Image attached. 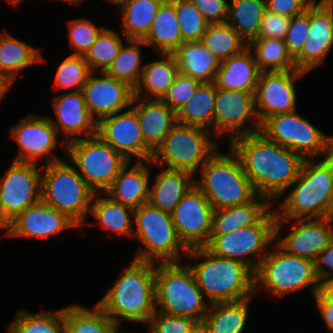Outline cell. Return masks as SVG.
Wrapping results in <instances>:
<instances>
[{
	"instance_id": "cell-13",
	"label": "cell",
	"mask_w": 333,
	"mask_h": 333,
	"mask_svg": "<svg viewBox=\"0 0 333 333\" xmlns=\"http://www.w3.org/2000/svg\"><path fill=\"white\" fill-rule=\"evenodd\" d=\"M276 213L266 212L255 224L228 234H211L204 247L216 256L242 261L256 271L267 255L261 251L275 240ZM255 253L259 254L258 261L245 258Z\"/></svg>"
},
{
	"instance_id": "cell-5",
	"label": "cell",
	"mask_w": 333,
	"mask_h": 333,
	"mask_svg": "<svg viewBox=\"0 0 333 333\" xmlns=\"http://www.w3.org/2000/svg\"><path fill=\"white\" fill-rule=\"evenodd\" d=\"M230 150L229 155L216 151L201 167L200 180L195 181L214 210L244 205L258 196L240 158Z\"/></svg>"
},
{
	"instance_id": "cell-14",
	"label": "cell",
	"mask_w": 333,
	"mask_h": 333,
	"mask_svg": "<svg viewBox=\"0 0 333 333\" xmlns=\"http://www.w3.org/2000/svg\"><path fill=\"white\" fill-rule=\"evenodd\" d=\"M37 164L13 162L0 181V211L8 223L41 201L42 177Z\"/></svg>"
},
{
	"instance_id": "cell-23",
	"label": "cell",
	"mask_w": 333,
	"mask_h": 333,
	"mask_svg": "<svg viewBox=\"0 0 333 333\" xmlns=\"http://www.w3.org/2000/svg\"><path fill=\"white\" fill-rule=\"evenodd\" d=\"M71 227L77 228L79 226L66 214L41 200L9 222L8 236L46 238Z\"/></svg>"
},
{
	"instance_id": "cell-45",
	"label": "cell",
	"mask_w": 333,
	"mask_h": 333,
	"mask_svg": "<svg viewBox=\"0 0 333 333\" xmlns=\"http://www.w3.org/2000/svg\"><path fill=\"white\" fill-rule=\"evenodd\" d=\"M175 11L183 42L201 41L209 23L191 0H175Z\"/></svg>"
},
{
	"instance_id": "cell-57",
	"label": "cell",
	"mask_w": 333,
	"mask_h": 333,
	"mask_svg": "<svg viewBox=\"0 0 333 333\" xmlns=\"http://www.w3.org/2000/svg\"><path fill=\"white\" fill-rule=\"evenodd\" d=\"M13 81L6 75L0 74V100L6 94V91L12 85Z\"/></svg>"
},
{
	"instance_id": "cell-47",
	"label": "cell",
	"mask_w": 333,
	"mask_h": 333,
	"mask_svg": "<svg viewBox=\"0 0 333 333\" xmlns=\"http://www.w3.org/2000/svg\"><path fill=\"white\" fill-rule=\"evenodd\" d=\"M69 39L72 48L76 52L72 55L85 56L92 44L96 41L97 36L105 27H96L91 21L86 19H75L68 22Z\"/></svg>"
},
{
	"instance_id": "cell-54",
	"label": "cell",
	"mask_w": 333,
	"mask_h": 333,
	"mask_svg": "<svg viewBox=\"0 0 333 333\" xmlns=\"http://www.w3.org/2000/svg\"><path fill=\"white\" fill-rule=\"evenodd\" d=\"M314 265L316 276L320 282L333 276V235L328 246L314 260Z\"/></svg>"
},
{
	"instance_id": "cell-30",
	"label": "cell",
	"mask_w": 333,
	"mask_h": 333,
	"mask_svg": "<svg viewBox=\"0 0 333 333\" xmlns=\"http://www.w3.org/2000/svg\"><path fill=\"white\" fill-rule=\"evenodd\" d=\"M270 201L258 195L253 201L213 211L211 234H228L255 224L270 208Z\"/></svg>"
},
{
	"instance_id": "cell-4",
	"label": "cell",
	"mask_w": 333,
	"mask_h": 333,
	"mask_svg": "<svg viewBox=\"0 0 333 333\" xmlns=\"http://www.w3.org/2000/svg\"><path fill=\"white\" fill-rule=\"evenodd\" d=\"M186 254L206 259L189 267L209 304L244 300L256 291L255 271L242 261L216 256L205 247L188 249Z\"/></svg>"
},
{
	"instance_id": "cell-35",
	"label": "cell",
	"mask_w": 333,
	"mask_h": 333,
	"mask_svg": "<svg viewBox=\"0 0 333 333\" xmlns=\"http://www.w3.org/2000/svg\"><path fill=\"white\" fill-rule=\"evenodd\" d=\"M215 95L214 82L201 83L193 96L176 113L177 123L204 129L214 126Z\"/></svg>"
},
{
	"instance_id": "cell-63",
	"label": "cell",
	"mask_w": 333,
	"mask_h": 333,
	"mask_svg": "<svg viewBox=\"0 0 333 333\" xmlns=\"http://www.w3.org/2000/svg\"><path fill=\"white\" fill-rule=\"evenodd\" d=\"M5 1H9V2H11L12 4H18L19 1H21V0H5Z\"/></svg>"
},
{
	"instance_id": "cell-34",
	"label": "cell",
	"mask_w": 333,
	"mask_h": 333,
	"mask_svg": "<svg viewBox=\"0 0 333 333\" xmlns=\"http://www.w3.org/2000/svg\"><path fill=\"white\" fill-rule=\"evenodd\" d=\"M165 0H129L120 6L123 35L127 40H144Z\"/></svg>"
},
{
	"instance_id": "cell-56",
	"label": "cell",
	"mask_w": 333,
	"mask_h": 333,
	"mask_svg": "<svg viewBox=\"0 0 333 333\" xmlns=\"http://www.w3.org/2000/svg\"><path fill=\"white\" fill-rule=\"evenodd\" d=\"M319 292L329 301L333 302V276L320 282Z\"/></svg>"
},
{
	"instance_id": "cell-52",
	"label": "cell",
	"mask_w": 333,
	"mask_h": 333,
	"mask_svg": "<svg viewBox=\"0 0 333 333\" xmlns=\"http://www.w3.org/2000/svg\"><path fill=\"white\" fill-rule=\"evenodd\" d=\"M209 24L226 23L229 4L225 0H191Z\"/></svg>"
},
{
	"instance_id": "cell-28",
	"label": "cell",
	"mask_w": 333,
	"mask_h": 333,
	"mask_svg": "<svg viewBox=\"0 0 333 333\" xmlns=\"http://www.w3.org/2000/svg\"><path fill=\"white\" fill-rule=\"evenodd\" d=\"M180 73L213 83L220 61L201 41L183 42L173 53Z\"/></svg>"
},
{
	"instance_id": "cell-60",
	"label": "cell",
	"mask_w": 333,
	"mask_h": 333,
	"mask_svg": "<svg viewBox=\"0 0 333 333\" xmlns=\"http://www.w3.org/2000/svg\"><path fill=\"white\" fill-rule=\"evenodd\" d=\"M108 1H110L112 4L119 5V7H120L122 4L126 3L129 0H108Z\"/></svg>"
},
{
	"instance_id": "cell-2",
	"label": "cell",
	"mask_w": 333,
	"mask_h": 333,
	"mask_svg": "<svg viewBox=\"0 0 333 333\" xmlns=\"http://www.w3.org/2000/svg\"><path fill=\"white\" fill-rule=\"evenodd\" d=\"M294 189L280 203L283 213H276L275 239L284 220L333 217V155L321 162L305 159Z\"/></svg>"
},
{
	"instance_id": "cell-61",
	"label": "cell",
	"mask_w": 333,
	"mask_h": 333,
	"mask_svg": "<svg viewBox=\"0 0 333 333\" xmlns=\"http://www.w3.org/2000/svg\"><path fill=\"white\" fill-rule=\"evenodd\" d=\"M318 4H323V5H333V0H320Z\"/></svg>"
},
{
	"instance_id": "cell-32",
	"label": "cell",
	"mask_w": 333,
	"mask_h": 333,
	"mask_svg": "<svg viewBox=\"0 0 333 333\" xmlns=\"http://www.w3.org/2000/svg\"><path fill=\"white\" fill-rule=\"evenodd\" d=\"M249 302L250 298L212 303L201 325L208 333H242L248 317Z\"/></svg>"
},
{
	"instance_id": "cell-29",
	"label": "cell",
	"mask_w": 333,
	"mask_h": 333,
	"mask_svg": "<svg viewBox=\"0 0 333 333\" xmlns=\"http://www.w3.org/2000/svg\"><path fill=\"white\" fill-rule=\"evenodd\" d=\"M163 170L156 176L155 185L150 189L148 203L171 214L187 191L195 185V180L188 171Z\"/></svg>"
},
{
	"instance_id": "cell-10",
	"label": "cell",
	"mask_w": 333,
	"mask_h": 333,
	"mask_svg": "<svg viewBox=\"0 0 333 333\" xmlns=\"http://www.w3.org/2000/svg\"><path fill=\"white\" fill-rule=\"evenodd\" d=\"M277 251L268 253L255 271V289H268L282 296L313 286V295L319 292L320 281L314 261L286 253L276 244ZM280 251H279V250Z\"/></svg>"
},
{
	"instance_id": "cell-62",
	"label": "cell",
	"mask_w": 333,
	"mask_h": 333,
	"mask_svg": "<svg viewBox=\"0 0 333 333\" xmlns=\"http://www.w3.org/2000/svg\"><path fill=\"white\" fill-rule=\"evenodd\" d=\"M63 1H66L72 5H78L80 2H82L83 0H63Z\"/></svg>"
},
{
	"instance_id": "cell-38",
	"label": "cell",
	"mask_w": 333,
	"mask_h": 333,
	"mask_svg": "<svg viewBox=\"0 0 333 333\" xmlns=\"http://www.w3.org/2000/svg\"><path fill=\"white\" fill-rule=\"evenodd\" d=\"M117 329L97 304L92 311L80 305L65 308V333H116Z\"/></svg>"
},
{
	"instance_id": "cell-27",
	"label": "cell",
	"mask_w": 333,
	"mask_h": 333,
	"mask_svg": "<svg viewBox=\"0 0 333 333\" xmlns=\"http://www.w3.org/2000/svg\"><path fill=\"white\" fill-rule=\"evenodd\" d=\"M129 163L127 162L120 169L111 187L105 193L115 202L135 210L148 203L150 198L149 169L142 161H138L127 171Z\"/></svg>"
},
{
	"instance_id": "cell-40",
	"label": "cell",
	"mask_w": 333,
	"mask_h": 333,
	"mask_svg": "<svg viewBox=\"0 0 333 333\" xmlns=\"http://www.w3.org/2000/svg\"><path fill=\"white\" fill-rule=\"evenodd\" d=\"M201 42L220 62L248 47V43L227 22L209 24Z\"/></svg>"
},
{
	"instance_id": "cell-12",
	"label": "cell",
	"mask_w": 333,
	"mask_h": 333,
	"mask_svg": "<svg viewBox=\"0 0 333 333\" xmlns=\"http://www.w3.org/2000/svg\"><path fill=\"white\" fill-rule=\"evenodd\" d=\"M260 133L267 139L301 155L304 159L332 154L333 136H326L296 110L276 114L260 124Z\"/></svg>"
},
{
	"instance_id": "cell-20",
	"label": "cell",
	"mask_w": 333,
	"mask_h": 333,
	"mask_svg": "<svg viewBox=\"0 0 333 333\" xmlns=\"http://www.w3.org/2000/svg\"><path fill=\"white\" fill-rule=\"evenodd\" d=\"M91 72L82 87L85 104L95 120L121 112L132 107L134 89L127 83L117 80L105 72L103 77H94Z\"/></svg>"
},
{
	"instance_id": "cell-21",
	"label": "cell",
	"mask_w": 333,
	"mask_h": 333,
	"mask_svg": "<svg viewBox=\"0 0 333 333\" xmlns=\"http://www.w3.org/2000/svg\"><path fill=\"white\" fill-rule=\"evenodd\" d=\"M57 134L49 118L29 115L11 130V136L21 148L14 161L36 164V160L46 154L47 164L60 161L51 151L57 145Z\"/></svg>"
},
{
	"instance_id": "cell-24",
	"label": "cell",
	"mask_w": 333,
	"mask_h": 333,
	"mask_svg": "<svg viewBox=\"0 0 333 333\" xmlns=\"http://www.w3.org/2000/svg\"><path fill=\"white\" fill-rule=\"evenodd\" d=\"M53 107L58 122L53 119H50V121L57 132L61 127L65 132L67 139L65 141H68V143L78 139L77 136H74L75 134H82L80 138L97 134V121L91 116L82 91L57 95L53 99Z\"/></svg>"
},
{
	"instance_id": "cell-11",
	"label": "cell",
	"mask_w": 333,
	"mask_h": 333,
	"mask_svg": "<svg viewBox=\"0 0 333 333\" xmlns=\"http://www.w3.org/2000/svg\"><path fill=\"white\" fill-rule=\"evenodd\" d=\"M64 145L80 176L95 194L105 193L128 162L97 134Z\"/></svg>"
},
{
	"instance_id": "cell-19",
	"label": "cell",
	"mask_w": 333,
	"mask_h": 333,
	"mask_svg": "<svg viewBox=\"0 0 333 333\" xmlns=\"http://www.w3.org/2000/svg\"><path fill=\"white\" fill-rule=\"evenodd\" d=\"M311 1L307 40L294 57L296 70L305 73L320 65L333 45V5Z\"/></svg>"
},
{
	"instance_id": "cell-48",
	"label": "cell",
	"mask_w": 333,
	"mask_h": 333,
	"mask_svg": "<svg viewBox=\"0 0 333 333\" xmlns=\"http://www.w3.org/2000/svg\"><path fill=\"white\" fill-rule=\"evenodd\" d=\"M200 84L199 80L179 72L161 100L177 113L193 96Z\"/></svg>"
},
{
	"instance_id": "cell-3",
	"label": "cell",
	"mask_w": 333,
	"mask_h": 333,
	"mask_svg": "<svg viewBox=\"0 0 333 333\" xmlns=\"http://www.w3.org/2000/svg\"><path fill=\"white\" fill-rule=\"evenodd\" d=\"M154 264L133 260L115 285L97 303L118 326L121 317L125 320L148 324L155 313Z\"/></svg>"
},
{
	"instance_id": "cell-16",
	"label": "cell",
	"mask_w": 333,
	"mask_h": 333,
	"mask_svg": "<svg viewBox=\"0 0 333 333\" xmlns=\"http://www.w3.org/2000/svg\"><path fill=\"white\" fill-rule=\"evenodd\" d=\"M254 94L216 88L213 128L215 134L218 136L229 134L232 141L236 137L260 130V122L255 112ZM250 118L253 119L255 128L250 126L244 128L245 122Z\"/></svg>"
},
{
	"instance_id": "cell-1",
	"label": "cell",
	"mask_w": 333,
	"mask_h": 333,
	"mask_svg": "<svg viewBox=\"0 0 333 333\" xmlns=\"http://www.w3.org/2000/svg\"><path fill=\"white\" fill-rule=\"evenodd\" d=\"M230 144L257 194L271 202L296 181L305 160L259 131L236 137Z\"/></svg>"
},
{
	"instance_id": "cell-9",
	"label": "cell",
	"mask_w": 333,
	"mask_h": 333,
	"mask_svg": "<svg viewBox=\"0 0 333 333\" xmlns=\"http://www.w3.org/2000/svg\"><path fill=\"white\" fill-rule=\"evenodd\" d=\"M207 129L176 123L153 152L150 162L167 165L166 169L200 171L216 152L218 145L210 139Z\"/></svg>"
},
{
	"instance_id": "cell-53",
	"label": "cell",
	"mask_w": 333,
	"mask_h": 333,
	"mask_svg": "<svg viewBox=\"0 0 333 333\" xmlns=\"http://www.w3.org/2000/svg\"><path fill=\"white\" fill-rule=\"evenodd\" d=\"M311 2V0H266V8L278 15L292 18L304 13Z\"/></svg>"
},
{
	"instance_id": "cell-18",
	"label": "cell",
	"mask_w": 333,
	"mask_h": 333,
	"mask_svg": "<svg viewBox=\"0 0 333 333\" xmlns=\"http://www.w3.org/2000/svg\"><path fill=\"white\" fill-rule=\"evenodd\" d=\"M304 74L299 70L261 72L254 94L260 124L270 116L296 110L294 82Z\"/></svg>"
},
{
	"instance_id": "cell-26",
	"label": "cell",
	"mask_w": 333,
	"mask_h": 333,
	"mask_svg": "<svg viewBox=\"0 0 333 333\" xmlns=\"http://www.w3.org/2000/svg\"><path fill=\"white\" fill-rule=\"evenodd\" d=\"M250 51L247 47L220 62L214 80L216 88L255 93L261 71Z\"/></svg>"
},
{
	"instance_id": "cell-8",
	"label": "cell",
	"mask_w": 333,
	"mask_h": 333,
	"mask_svg": "<svg viewBox=\"0 0 333 333\" xmlns=\"http://www.w3.org/2000/svg\"><path fill=\"white\" fill-rule=\"evenodd\" d=\"M136 230L134 236L139 237L143 248H138L134 260L154 263L180 262L179 252H188V249L179 240L172 215L164 212L149 203L143 204L134 210ZM143 249V250H141Z\"/></svg>"
},
{
	"instance_id": "cell-43",
	"label": "cell",
	"mask_w": 333,
	"mask_h": 333,
	"mask_svg": "<svg viewBox=\"0 0 333 333\" xmlns=\"http://www.w3.org/2000/svg\"><path fill=\"white\" fill-rule=\"evenodd\" d=\"M9 333H65V308L53 312L31 314L19 311L8 328Z\"/></svg>"
},
{
	"instance_id": "cell-58",
	"label": "cell",
	"mask_w": 333,
	"mask_h": 333,
	"mask_svg": "<svg viewBox=\"0 0 333 333\" xmlns=\"http://www.w3.org/2000/svg\"><path fill=\"white\" fill-rule=\"evenodd\" d=\"M0 229H6L5 234L8 235V232H9V223H8V221L3 217L1 211H0Z\"/></svg>"
},
{
	"instance_id": "cell-59",
	"label": "cell",
	"mask_w": 333,
	"mask_h": 333,
	"mask_svg": "<svg viewBox=\"0 0 333 333\" xmlns=\"http://www.w3.org/2000/svg\"><path fill=\"white\" fill-rule=\"evenodd\" d=\"M192 333H208L205 328L200 324Z\"/></svg>"
},
{
	"instance_id": "cell-51",
	"label": "cell",
	"mask_w": 333,
	"mask_h": 333,
	"mask_svg": "<svg viewBox=\"0 0 333 333\" xmlns=\"http://www.w3.org/2000/svg\"><path fill=\"white\" fill-rule=\"evenodd\" d=\"M291 18L266 10L256 38H277L284 40Z\"/></svg>"
},
{
	"instance_id": "cell-44",
	"label": "cell",
	"mask_w": 333,
	"mask_h": 333,
	"mask_svg": "<svg viewBox=\"0 0 333 333\" xmlns=\"http://www.w3.org/2000/svg\"><path fill=\"white\" fill-rule=\"evenodd\" d=\"M123 42L118 33L104 28L97 36L84 58L91 72L100 67L98 71L105 72L119 54Z\"/></svg>"
},
{
	"instance_id": "cell-36",
	"label": "cell",
	"mask_w": 333,
	"mask_h": 333,
	"mask_svg": "<svg viewBox=\"0 0 333 333\" xmlns=\"http://www.w3.org/2000/svg\"><path fill=\"white\" fill-rule=\"evenodd\" d=\"M266 10V0H232L227 23L249 43L257 37Z\"/></svg>"
},
{
	"instance_id": "cell-55",
	"label": "cell",
	"mask_w": 333,
	"mask_h": 333,
	"mask_svg": "<svg viewBox=\"0 0 333 333\" xmlns=\"http://www.w3.org/2000/svg\"><path fill=\"white\" fill-rule=\"evenodd\" d=\"M314 298L327 328L333 333V302L327 300L320 292Z\"/></svg>"
},
{
	"instance_id": "cell-22",
	"label": "cell",
	"mask_w": 333,
	"mask_h": 333,
	"mask_svg": "<svg viewBox=\"0 0 333 333\" xmlns=\"http://www.w3.org/2000/svg\"><path fill=\"white\" fill-rule=\"evenodd\" d=\"M311 220L296 219L291 232L276 244L290 255L314 261L333 235V217Z\"/></svg>"
},
{
	"instance_id": "cell-49",
	"label": "cell",
	"mask_w": 333,
	"mask_h": 333,
	"mask_svg": "<svg viewBox=\"0 0 333 333\" xmlns=\"http://www.w3.org/2000/svg\"><path fill=\"white\" fill-rule=\"evenodd\" d=\"M152 333H192L200 323L191 317H180L155 311L149 320Z\"/></svg>"
},
{
	"instance_id": "cell-33",
	"label": "cell",
	"mask_w": 333,
	"mask_h": 333,
	"mask_svg": "<svg viewBox=\"0 0 333 333\" xmlns=\"http://www.w3.org/2000/svg\"><path fill=\"white\" fill-rule=\"evenodd\" d=\"M162 57L163 60L150 62L143 67L142 77L134 90V96L161 100L166 94L179 70L173 54H162ZM144 89L150 92V97L143 95Z\"/></svg>"
},
{
	"instance_id": "cell-41",
	"label": "cell",
	"mask_w": 333,
	"mask_h": 333,
	"mask_svg": "<svg viewBox=\"0 0 333 333\" xmlns=\"http://www.w3.org/2000/svg\"><path fill=\"white\" fill-rule=\"evenodd\" d=\"M97 196L98 193L93 196L90 213L98 220L100 226L119 235L132 236L133 226L129 214H134V210L115 202L109 196L106 198Z\"/></svg>"
},
{
	"instance_id": "cell-37",
	"label": "cell",
	"mask_w": 333,
	"mask_h": 333,
	"mask_svg": "<svg viewBox=\"0 0 333 333\" xmlns=\"http://www.w3.org/2000/svg\"><path fill=\"white\" fill-rule=\"evenodd\" d=\"M38 49L5 33L0 39V74L13 82L20 69L42 62Z\"/></svg>"
},
{
	"instance_id": "cell-50",
	"label": "cell",
	"mask_w": 333,
	"mask_h": 333,
	"mask_svg": "<svg viewBox=\"0 0 333 333\" xmlns=\"http://www.w3.org/2000/svg\"><path fill=\"white\" fill-rule=\"evenodd\" d=\"M309 29V8L302 14L291 18L289 29L284 38L288 52L294 58L307 40Z\"/></svg>"
},
{
	"instance_id": "cell-46",
	"label": "cell",
	"mask_w": 333,
	"mask_h": 333,
	"mask_svg": "<svg viewBox=\"0 0 333 333\" xmlns=\"http://www.w3.org/2000/svg\"><path fill=\"white\" fill-rule=\"evenodd\" d=\"M91 70L84 56L70 55L59 65L55 75V88L75 87L73 92L81 91Z\"/></svg>"
},
{
	"instance_id": "cell-42",
	"label": "cell",
	"mask_w": 333,
	"mask_h": 333,
	"mask_svg": "<svg viewBox=\"0 0 333 333\" xmlns=\"http://www.w3.org/2000/svg\"><path fill=\"white\" fill-rule=\"evenodd\" d=\"M127 47L122 45L119 54L105 71L109 76L127 83L134 90L140 83L143 70L140 69V45L143 40H127Z\"/></svg>"
},
{
	"instance_id": "cell-6",
	"label": "cell",
	"mask_w": 333,
	"mask_h": 333,
	"mask_svg": "<svg viewBox=\"0 0 333 333\" xmlns=\"http://www.w3.org/2000/svg\"><path fill=\"white\" fill-rule=\"evenodd\" d=\"M156 311L191 317L200 324L209 306L197 285L193 270L177 263H159L155 268Z\"/></svg>"
},
{
	"instance_id": "cell-17",
	"label": "cell",
	"mask_w": 333,
	"mask_h": 333,
	"mask_svg": "<svg viewBox=\"0 0 333 333\" xmlns=\"http://www.w3.org/2000/svg\"><path fill=\"white\" fill-rule=\"evenodd\" d=\"M119 113L101 118L97 122V135L128 162L134 156L138 161L150 162L153 151L144 142L135 109Z\"/></svg>"
},
{
	"instance_id": "cell-39",
	"label": "cell",
	"mask_w": 333,
	"mask_h": 333,
	"mask_svg": "<svg viewBox=\"0 0 333 333\" xmlns=\"http://www.w3.org/2000/svg\"><path fill=\"white\" fill-rule=\"evenodd\" d=\"M248 48L254 50L255 61L261 72L296 70L294 58L282 39L255 38L248 43Z\"/></svg>"
},
{
	"instance_id": "cell-15",
	"label": "cell",
	"mask_w": 333,
	"mask_h": 333,
	"mask_svg": "<svg viewBox=\"0 0 333 333\" xmlns=\"http://www.w3.org/2000/svg\"><path fill=\"white\" fill-rule=\"evenodd\" d=\"M213 211L207 197L194 185L171 213L176 234L187 249L209 242Z\"/></svg>"
},
{
	"instance_id": "cell-25",
	"label": "cell",
	"mask_w": 333,
	"mask_h": 333,
	"mask_svg": "<svg viewBox=\"0 0 333 333\" xmlns=\"http://www.w3.org/2000/svg\"><path fill=\"white\" fill-rule=\"evenodd\" d=\"M132 106L138 116L144 142L154 152L177 123L176 113L159 99L134 96Z\"/></svg>"
},
{
	"instance_id": "cell-7",
	"label": "cell",
	"mask_w": 333,
	"mask_h": 333,
	"mask_svg": "<svg viewBox=\"0 0 333 333\" xmlns=\"http://www.w3.org/2000/svg\"><path fill=\"white\" fill-rule=\"evenodd\" d=\"M42 176L41 200L66 214L78 226L83 225L95 193L78 169L60 160L47 164Z\"/></svg>"
},
{
	"instance_id": "cell-31",
	"label": "cell",
	"mask_w": 333,
	"mask_h": 333,
	"mask_svg": "<svg viewBox=\"0 0 333 333\" xmlns=\"http://www.w3.org/2000/svg\"><path fill=\"white\" fill-rule=\"evenodd\" d=\"M156 46L162 54H172L182 43L180 27L175 11V0H165L154 17L150 32L143 40Z\"/></svg>"
}]
</instances>
